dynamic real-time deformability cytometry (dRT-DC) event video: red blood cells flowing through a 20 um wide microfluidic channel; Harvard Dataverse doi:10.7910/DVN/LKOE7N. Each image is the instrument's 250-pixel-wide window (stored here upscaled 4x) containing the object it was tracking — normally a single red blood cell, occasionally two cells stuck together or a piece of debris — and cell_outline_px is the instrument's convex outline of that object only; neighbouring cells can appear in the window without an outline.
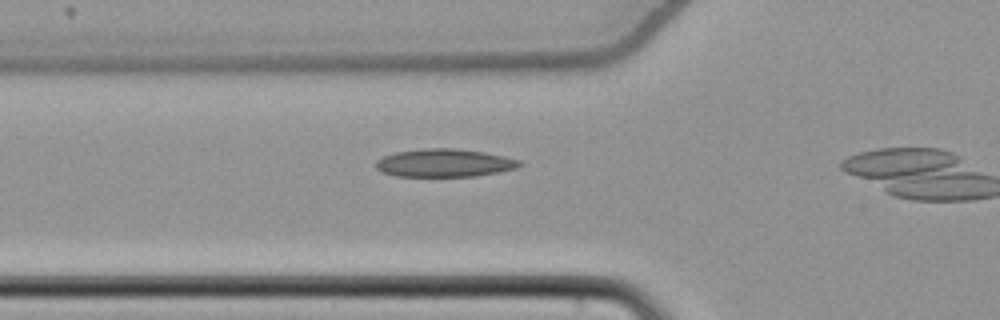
{"species": "common noctule bat (a hibernating species)", "species_latin": "Nyctalus noctula", "temperature_condition": "cold", "stored_images_in_passage": 40, "camera_frame_rate_fps": 3000, "um_per_image_px": 0.085, "animal": {"sex": "female", "body_mass_g": 22.7, "forearm_length_mm": 54.2}, "frame": {"image": 1, "passage_image": 16, "time_ms": 5.0, "image_size_px": [1000, 320], "cell_outline_px": [[524, 164], [516, 168], [500, 172], [476, 176], [396, 176], [380, 172], [376, 168], [376, 160], [384, 156], [396, 152], [424, 148], [456, 148], [484, 152], [504, 156], [520, 160]], "centroid_in_image_um": [37.79, 13.85], "position_along_channel_um": 88.0, "area_um2": 23.58}}
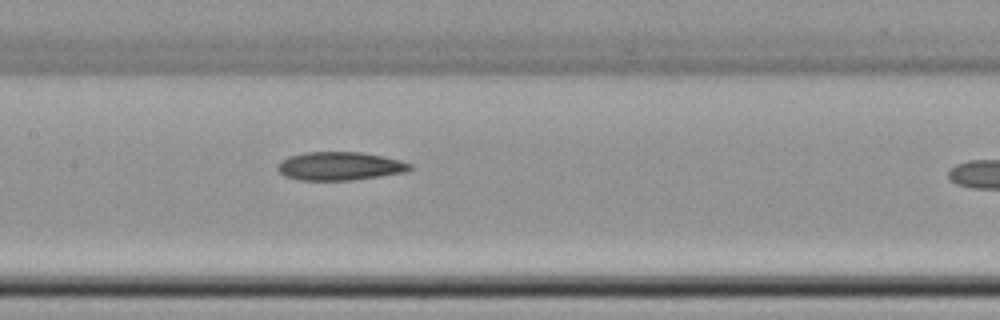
{"frame": {"image": 2, "passage_image": 23, "time_ms": 7.333, "image_size_px": [1000, 320], "cell_outline_px": [[412, 168], [408, 172], [352, 180], [300, 180], [284, 176], [276, 168], [276, 164], [280, 160], [288, 156], [304, 152], [360, 152], [384, 156], [400, 160], [412, 164]], "centroid_in_image_um": [28.87, 14.11], "position_along_channel_um": 178.5, "area_um2": 22.14}}
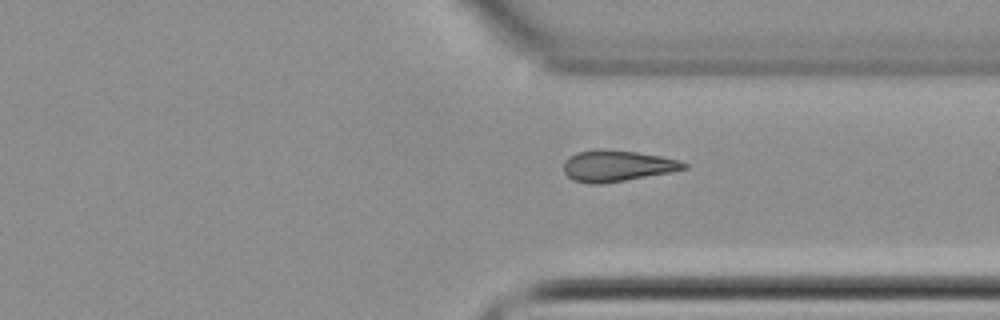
{"frame": {"image": 3, "passage_image": 37, "time_ms": 12.0, "image_size_px": [1000, 320], "cell_outline_px": [[688, 168], [672, 172], [604, 184], [592, 184], [572, 180], [564, 172], [564, 160], [568, 156], [576, 152], [596, 148], [600, 148], [636, 152], [660, 156], [680, 160], [688, 164]], "centroid_in_image_um": [52.44, 14.09], "position_along_channel_um": 359.0, "area_um2": 22.2}}